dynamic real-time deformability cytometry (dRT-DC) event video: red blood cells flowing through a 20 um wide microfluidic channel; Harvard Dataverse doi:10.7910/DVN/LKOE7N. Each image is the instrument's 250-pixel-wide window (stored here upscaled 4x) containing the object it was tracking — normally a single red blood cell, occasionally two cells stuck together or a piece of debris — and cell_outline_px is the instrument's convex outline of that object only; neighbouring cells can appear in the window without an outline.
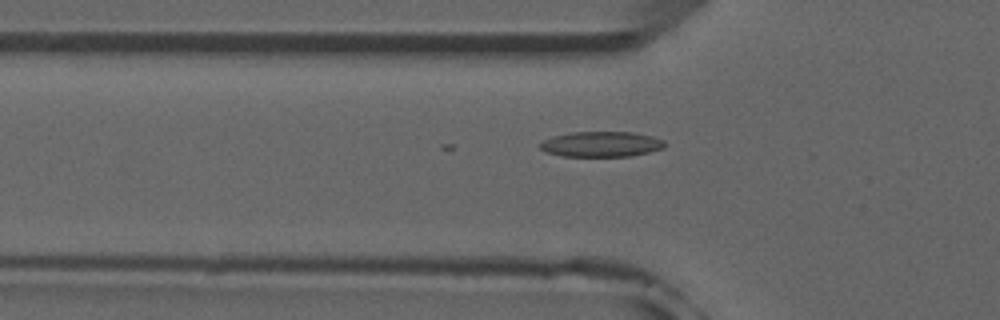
{"species": "common noctule bat (a hibernating species)", "species_latin": "Nyctalus noctula", "temperature_condition": "room temperature", "stored_images_in_passage": 43, "camera_frame_rate_fps": 3000, "um_per_image_px": 0.085, "animal": {"sex": "male", "forearm_length_mm": 52.5}, "frame": {"image": 1, "passage_image": 8, "time_ms": 2.333, "image_size_px": [1000, 320], "cell_outline_px": [[664, 148], [648, 152], [628, 156], [564, 156], [548, 152], [540, 148], [540, 144], [544, 140], [552, 136], [572, 132], [632, 132], [652, 136], [664, 140]], "centroid_in_image_um": [51.12, 12.25], "position_along_channel_um": 74.7, "area_um2": 18.21}}
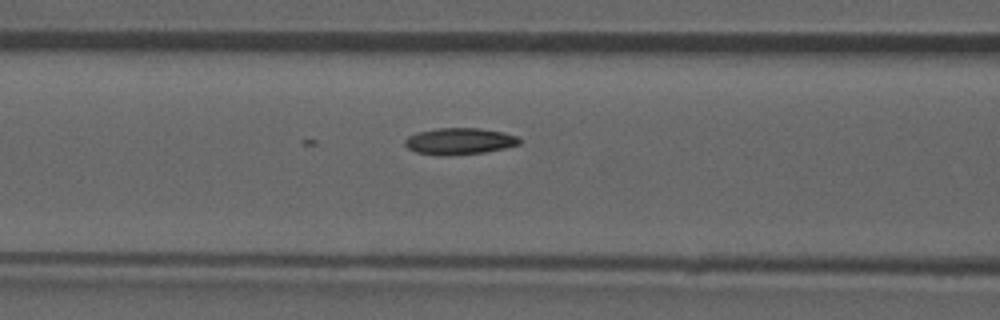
{"frame": {"image": 2, "passage_image": 12, "time_ms": 3.667, "image_size_px": [1000, 320], "cell_outline_px": [[520, 144], [504, 148], [484, 152], [416, 152], [408, 148], [404, 144], [404, 140], [408, 136], [420, 132], [436, 128], [480, 128], [504, 132], [516, 136], [520, 140]], "centroid_in_image_um": [39.1, 11.94], "position_along_channel_um": 127.5, "area_um2": 16.65}}